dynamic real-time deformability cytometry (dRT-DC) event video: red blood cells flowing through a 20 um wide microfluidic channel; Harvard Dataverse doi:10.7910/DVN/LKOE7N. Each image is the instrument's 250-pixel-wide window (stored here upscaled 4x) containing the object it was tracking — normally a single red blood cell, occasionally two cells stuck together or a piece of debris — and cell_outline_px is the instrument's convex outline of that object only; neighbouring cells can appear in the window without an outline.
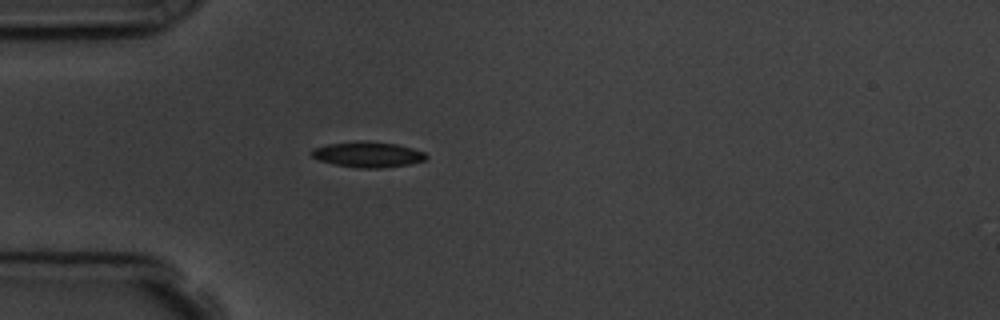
{"species": "common noctule bat (a hibernating species)", "species_latin": "Nyctalus noctula", "temperature_condition": "room temperature", "stored_images_in_passage": 1, "camera_frame_rate_fps": 3000, "um_per_image_px": 0.085, "animal": {"sex": "male", "body_mass_g": 19.5, "forearm_length_mm": 54.6}, "frame": {"image": 1, "passage_image": 1, "time_ms": 0.0, "image_size_px": [1000, 320], "cell_outline_px": [[428, 156], [424, 160], [408, 164], [380, 168], [356, 168], [316, 160], [308, 152], [312, 148], [328, 144], [356, 140], [368, 140], [396, 144], [412, 148], [424, 152]], "centroid_in_image_um": [31.2, 13.11], "position_along_channel_um": 53.8, "area_um2": 17.28}}